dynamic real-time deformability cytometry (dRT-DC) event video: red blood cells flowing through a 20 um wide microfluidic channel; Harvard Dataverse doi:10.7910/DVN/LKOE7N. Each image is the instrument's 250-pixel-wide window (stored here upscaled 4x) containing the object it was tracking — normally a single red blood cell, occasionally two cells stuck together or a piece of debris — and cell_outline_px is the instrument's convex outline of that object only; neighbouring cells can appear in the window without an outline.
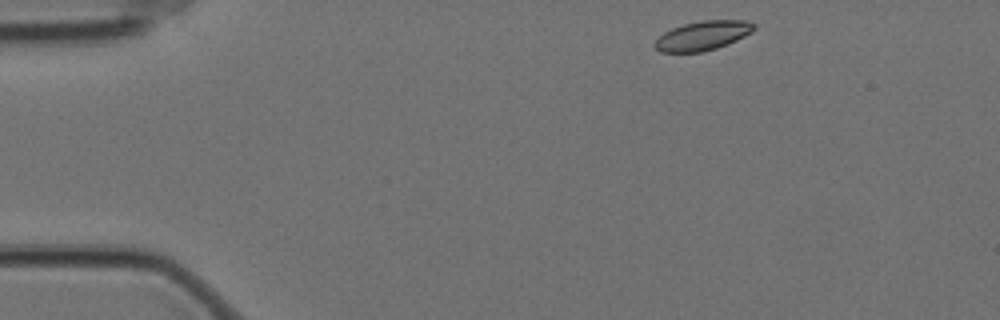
{"species": "Egyptian fruit bat (a non-hibernating species)", "species_latin": "Rousettus aegyptiacus", "temperature_condition": "cold", "stored_images_in_passage": 50, "camera_frame_rate_fps": 3000, "um_per_image_px": 0.085, "animal": {"sex": "female"}, "frame": {"image": 1, "passage_image": 1, "time_ms": 0.0, "image_size_px": [1000, 320], "cell_outline_px": [[756, 28], [752, 32], [736, 40], [716, 48], [700, 52], [660, 52], [652, 44], [664, 32], [672, 28], [684, 24], [704, 20], [744, 20], [756, 24]], "centroid_in_image_um": [59.73, 3.02], "position_along_channel_um": 25.3, "area_um2": 16.82}}
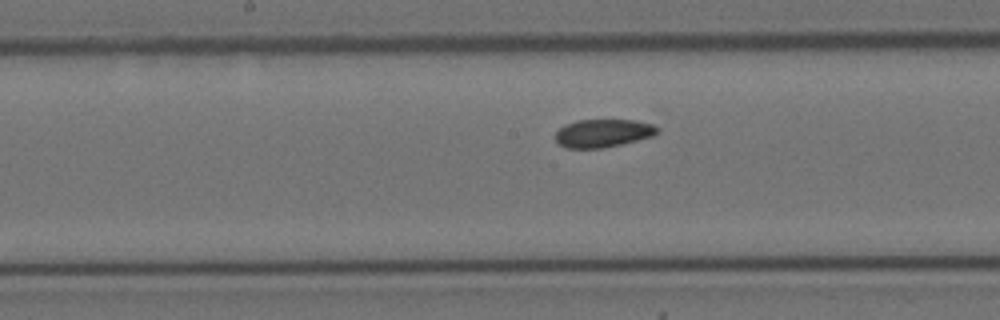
{"frame": {"image": 2, "passage_image": 22, "time_ms": 7.0, "image_size_px": [1000, 320], "cell_outline_px": [[660, 132], [652, 136], [620, 144], [600, 148], [568, 148], [560, 144], [556, 140], [556, 132], [564, 124], [576, 120], [636, 120], [652, 124], [660, 128]], "centroid_in_image_um": [51.27, 11.3], "position_along_channel_um": 196.9, "area_um2": 16.59}}
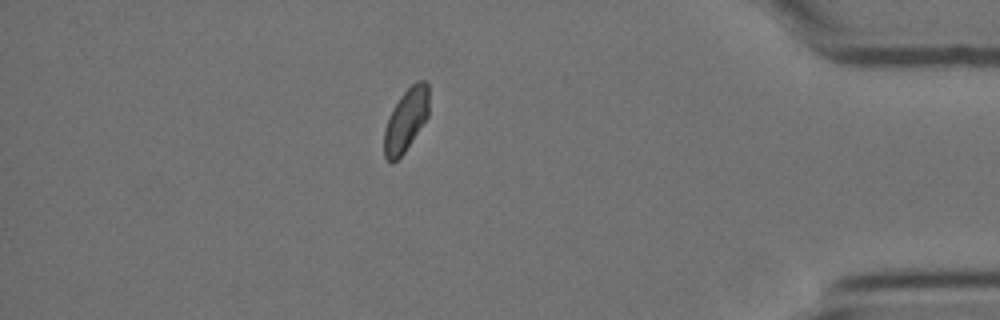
{"frame": {"image": 3, "passage_image": 43, "time_ms": 14.0, "image_size_px": [1000, 320], "cell_outline_px": [[428, 116], [404, 152], [392, 164], [384, 156], [384, 128], [392, 108], [400, 96], [412, 84], [420, 80], [424, 80], [428, 84]], "centroid_in_image_um": [34.49, 10.2], "position_along_channel_um": 400.7, "area_um2": 16.24}, "authors_computed_cell_mechanics": {"area_um2": 17.1955, "velocity_mm_per_s": 3.4597, "shape_relaxation_time_tau1_ms": 10.3767, "shape_relaxation_time_tau2_ms": 3.6336, "deformation_change_tau1": 0.1215, "deformation_change_tau2": 0.0632}}